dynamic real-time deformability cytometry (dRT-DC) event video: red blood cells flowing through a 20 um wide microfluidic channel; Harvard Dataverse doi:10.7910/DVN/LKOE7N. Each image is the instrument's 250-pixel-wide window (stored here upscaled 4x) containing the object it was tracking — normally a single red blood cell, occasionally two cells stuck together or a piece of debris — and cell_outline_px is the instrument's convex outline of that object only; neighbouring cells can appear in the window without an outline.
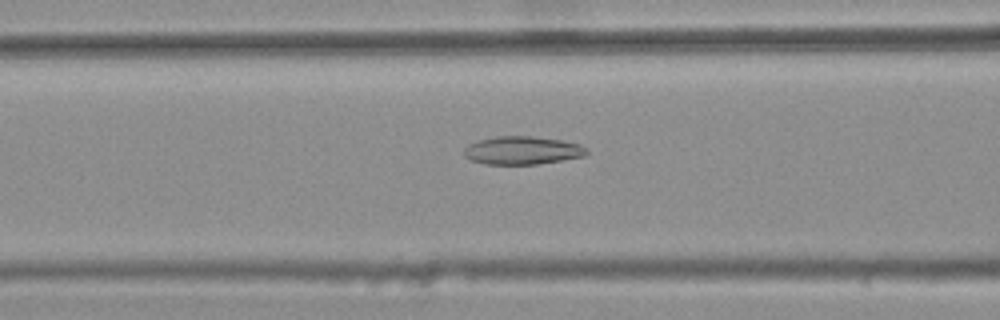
{"species": "common noctule bat (a hibernating species)", "species_latin": "Nyctalus noctula", "temperature_condition": "warm", "stored_images_in_passage": 43, "camera_frame_rate_fps": 3000, "um_per_image_px": 0.085, "animal": {"sex": "female", "body_mass_g": 25.1}, "frame": {"image": 1, "passage_image": 17, "time_ms": 5.333, "image_size_px": [1000, 320], "cell_outline_px": [[588, 152], [584, 156], [536, 164], [484, 164], [472, 160], [464, 156], [464, 148], [468, 144], [480, 140], [496, 136], [532, 136], [560, 140], [580, 144], [588, 148]], "centroid_in_image_um": [44.39, 12.78], "position_along_channel_um": 122.2, "area_um2": 20.0}}
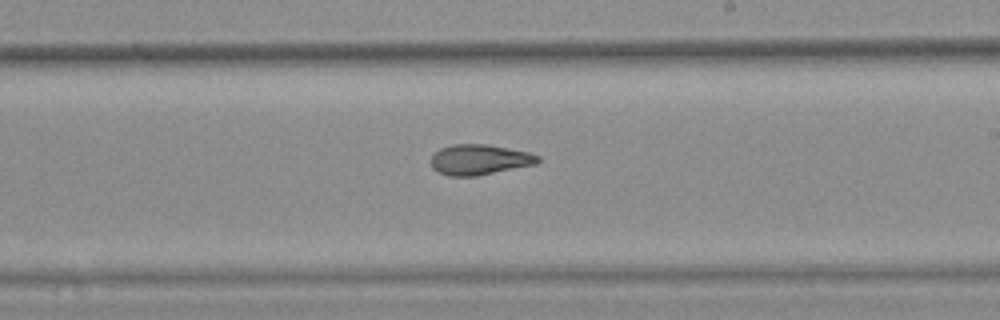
{"frame": {"image": 2, "passage_image": 27, "time_ms": 8.667, "image_size_px": [1000, 320], "cell_outline_px": [[540, 160], [536, 164], [476, 176], [448, 176], [432, 168], [432, 156], [440, 148], [452, 144], [484, 144], [528, 152], [540, 156]], "centroid_in_image_um": [40.75, 13.57], "position_along_channel_um": 248.2, "area_um2": 18.73}}
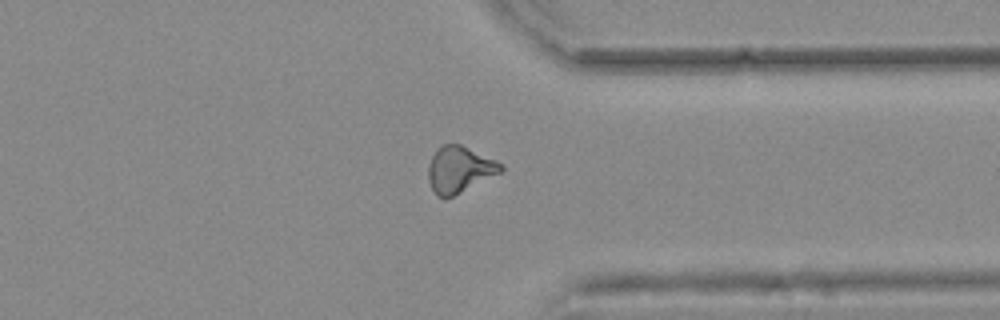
{"frame": {"image": 3, "passage_image": 37, "time_ms": 12.0, "image_size_px": [1000, 320], "cell_outline_px": [[504, 168], [500, 172], [452, 196], [436, 196], [428, 180], [428, 168], [432, 156], [436, 148], [444, 144], [460, 144], [496, 160], [504, 164]], "centroid_in_image_um": [39.04, 14.37], "position_along_channel_um": 372.4, "area_um2": 19.19}, "authors_computed_cell_mechanics": {"area_um2": 19.1896, "velocity_mm_per_s": 3.7832, "shape_relaxation_time_tau1_ms": null, "shape_relaxation_time_tau2_ms": 4.0024, "deformation_change_tau1": null, "deformation_change_tau2": 0.1219}}